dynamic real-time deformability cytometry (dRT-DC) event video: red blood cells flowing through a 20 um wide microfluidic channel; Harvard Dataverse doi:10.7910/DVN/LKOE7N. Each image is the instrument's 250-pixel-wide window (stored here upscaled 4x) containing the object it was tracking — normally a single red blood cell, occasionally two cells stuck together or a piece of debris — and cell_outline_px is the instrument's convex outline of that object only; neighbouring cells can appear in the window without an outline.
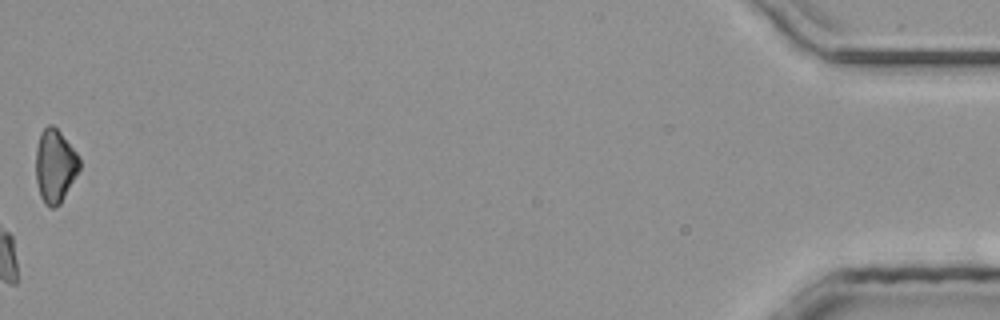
{"species": "common noctule bat (a hibernating species)", "species_latin": "Nyctalus noctula", "temperature_condition": "room temperature", "stored_images_in_passage": 43, "camera_frame_rate_fps": 3000, "um_per_image_px": 0.085, "animal": {"sex": "male", "body_mass_g": 20.4}, "frame": {"image": 1, "passage_image": 43, "time_ms": 14.0, "image_size_px": [1000, 320], "cell_outline_px": [[80, 168], [60, 204], [56, 208], [48, 208], [44, 204], [40, 196], [36, 180], [36, 148], [40, 132], [48, 124], [52, 124], [60, 132], [76, 152], [80, 160]], "centroid_in_image_um": [4.66, 14.12], "position_along_channel_um": 430.5, "area_um2": 18.67}}